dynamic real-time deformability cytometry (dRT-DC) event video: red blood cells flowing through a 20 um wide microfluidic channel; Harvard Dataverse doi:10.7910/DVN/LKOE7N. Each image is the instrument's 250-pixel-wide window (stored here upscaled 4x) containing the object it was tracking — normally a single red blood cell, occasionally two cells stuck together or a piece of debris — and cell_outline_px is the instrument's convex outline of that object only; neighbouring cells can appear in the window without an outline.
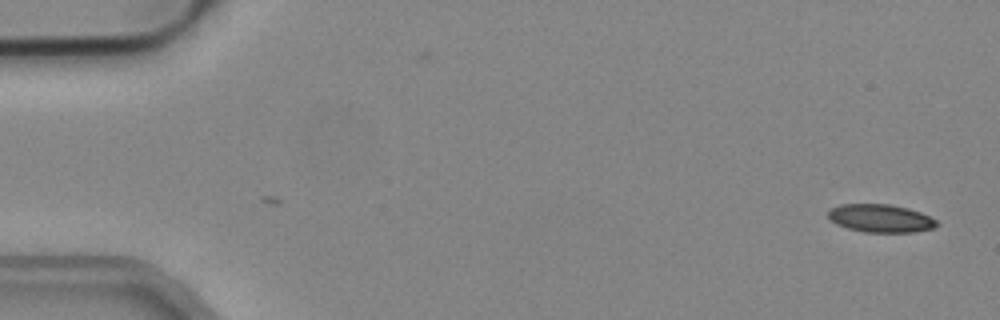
{"species": "common noctule bat (a hibernating species)", "species_latin": "Nyctalus noctula", "temperature_condition": "cold", "stored_images_in_passage": 4, "camera_frame_rate_fps": 3000, "um_per_image_px": 0.085, "animal": {"sex": "male", "body_mass_g": 19.2, "forearm_length_mm": 51.8}, "frame": {"image": 1, "passage_image": 4, "time_ms": 1.0, "image_size_px": [1000, 320], "cell_outline_px": [[940, 224], [936, 228], [912, 232], [864, 232], [848, 228], [836, 224], [828, 216], [828, 208], [840, 204], [888, 204], [908, 208], [920, 212], [936, 220]], "centroid_in_image_um": [74.85, 18.55], "position_along_channel_um": 10.2, "area_um2": 17.8}}